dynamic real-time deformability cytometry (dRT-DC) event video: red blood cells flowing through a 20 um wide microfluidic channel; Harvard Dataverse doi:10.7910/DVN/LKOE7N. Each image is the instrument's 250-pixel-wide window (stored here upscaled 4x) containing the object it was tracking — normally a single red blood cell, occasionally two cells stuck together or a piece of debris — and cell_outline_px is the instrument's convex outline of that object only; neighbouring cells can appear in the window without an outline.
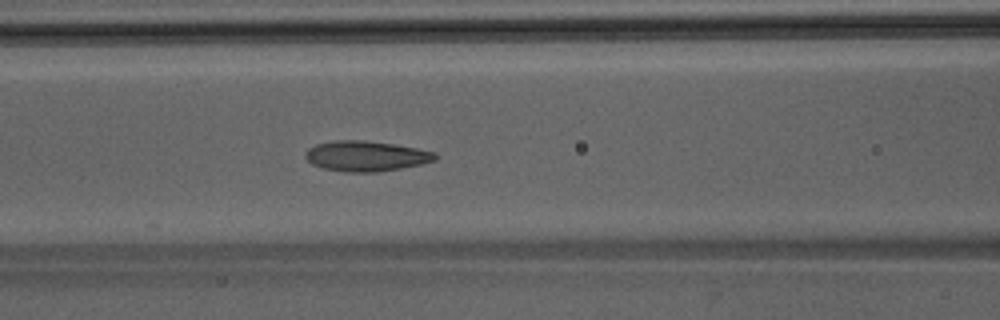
{"species": "Egyptian fruit bat (a non-hibernating species)", "species_latin": "Rousettus aegyptiacus", "temperature_condition": "room temperature", "stored_images_in_passage": 18, "camera_frame_rate_fps": 3000, "um_per_image_px": 0.085, "animal": {"sex": "male"}, "frame": {"image": 1, "passage_image": 12, "time_ms": 3.667, "image_size_px": [1000, 320], "cell_outline_px": [[436, 160], [420, 164], [400, 168], [376, 172], [348, 172], [324, 168], [312, 164], [304, 156], [304, 152], [308, 148], [316, 144], [332, 140], [364, 140], [392, 144], [416, 148], [436, 152]], "centroid_in_image_um": [31.07, 13.26], "position_along_channel_um": 135.5, "area_um2": 22.83}}
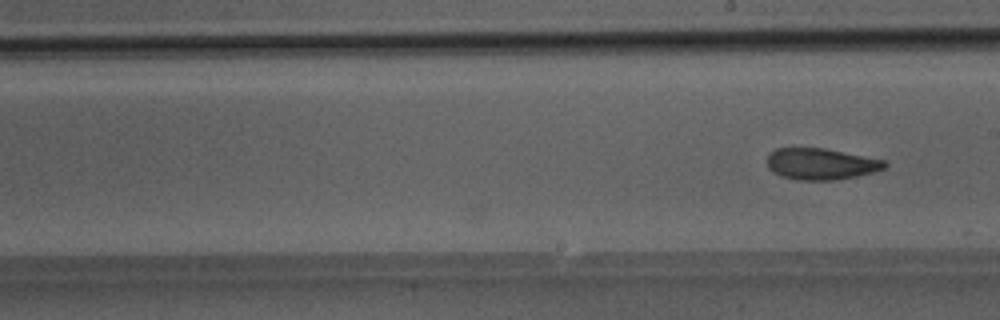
{"frame": {"image": 2, "passage_image": 18, "time_ms": 5.667, "image_size_px": [1000, 320], "cell_outline_px": [[888, 164], [884, 168], [872, 172], [856, 176], [832, 180], [796, 180], [780, 176], [772, 172], [768, 168], [768, 152], [776, 148], [824, 148], [884, 160]], "centroid_in_image_um": [69.72, 13.93], "position_along_channel_um": 219.3, "area_um2": 21.44}}